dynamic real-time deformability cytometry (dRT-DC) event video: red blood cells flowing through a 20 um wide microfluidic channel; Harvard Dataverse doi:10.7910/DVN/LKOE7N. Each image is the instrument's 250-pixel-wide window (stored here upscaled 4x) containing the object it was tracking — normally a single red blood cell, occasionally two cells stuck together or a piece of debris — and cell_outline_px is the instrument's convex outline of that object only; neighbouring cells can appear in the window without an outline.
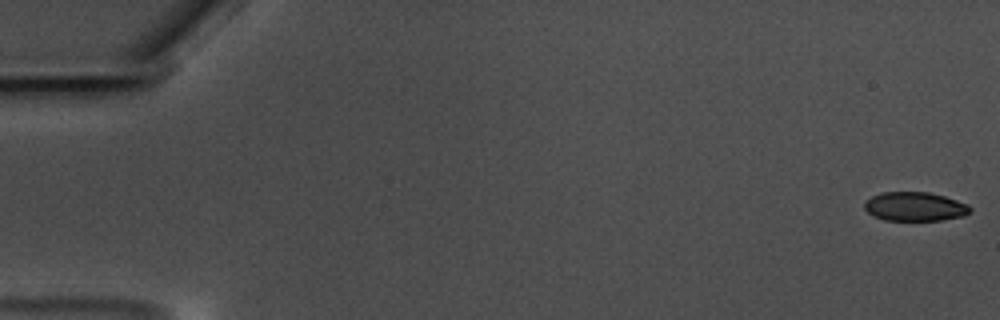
{"species": "common noctule bat (a hibernating species)", "species_latin": "Nyctalus noctula", "temperature_condition": "warm", "stored_images_in_passage": 59, "camera_frame_rate_fps": 3000, "um_per_image_px": 0.085, "animal": {"sex": "male", "body_mass_g": 17.5, "forearm_length_mm": 52.3}, "frame": {"image": 1, "passage_image": 1, "time_ms": 0.0, "image_size_px": [1000, 320], "cell_outline_px": [[972, 208], [964, 216], [940, 220], [884, 220], [872, 216], [864, 208], [864, 200], [880, 192], [928, 192], [944, 196], [968, 204]], "centroid_in_image_um": [77.72, 17.55], "position_along_channel_um": 7.3, "area_um2": 17.92}}
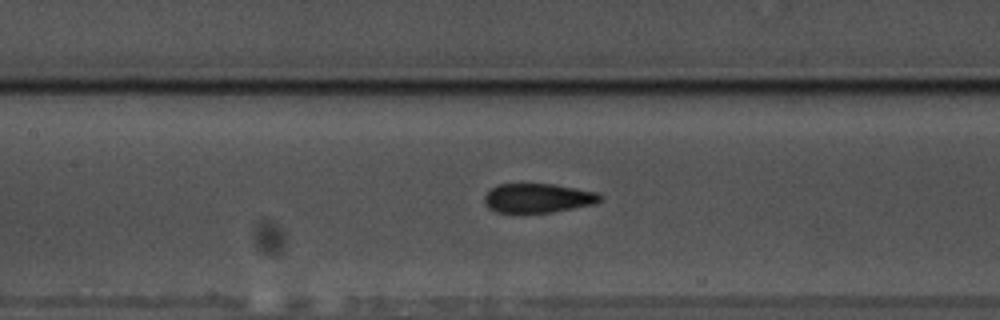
{"frame": {"image": 2, "passage_image": 28, "time_ms": 9.0, "image_size_px": [1000, 320], "cell_outline_px": [[600, 200], [596, 204], [552, 212], [496, 212], [488, 208], [484, 204], [484, 196], [492, 188], [500, 184], [552, 184], [576, 188], [596, 192], [600, 196]], "centroid_in_image_um": [45.7, 16.84], "position_along_channel_um": 161.7, "area_um2": 19.54}}
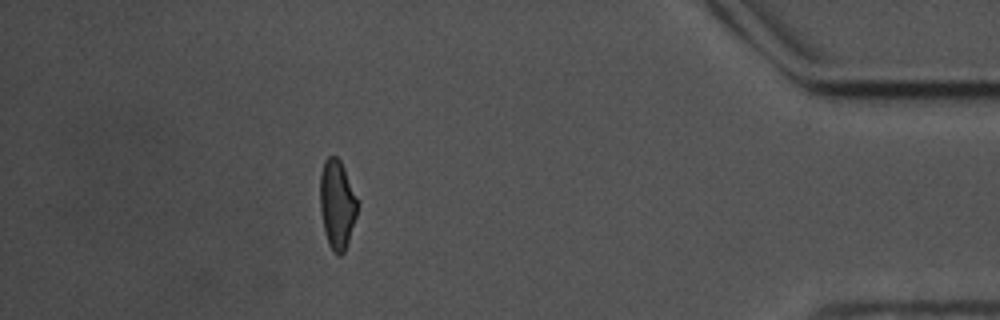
{"frame": {"image": 3, "passage_image": 53, "time_ms": 17.333, "image_size_px": [1000, 320], "cell_outline_px": [[360, 204], [344, 252], [340, 256], [332, 252], [328, 244], [324, 232], [320, 212], [320, 172], [324, 160], [328, 156], [336, 156], [340, 160], [360, 200]], "centroid_in_image_um": [28.66, 17.35], "position_along_channel_um": 406.5, "area_um2": 19.88}, "authors_computed_cell_mechanics": {"area_um2": 19.941, "velocity_mm_per_s": 3.5037, "shape_relaxation_time_tau1_ms": 4.6035, "shape_relaxation_time_tau2_ms": 1.2086, "deformation_change_tau1": 0.1293, "deformation_change_tau2": 0.0595}}